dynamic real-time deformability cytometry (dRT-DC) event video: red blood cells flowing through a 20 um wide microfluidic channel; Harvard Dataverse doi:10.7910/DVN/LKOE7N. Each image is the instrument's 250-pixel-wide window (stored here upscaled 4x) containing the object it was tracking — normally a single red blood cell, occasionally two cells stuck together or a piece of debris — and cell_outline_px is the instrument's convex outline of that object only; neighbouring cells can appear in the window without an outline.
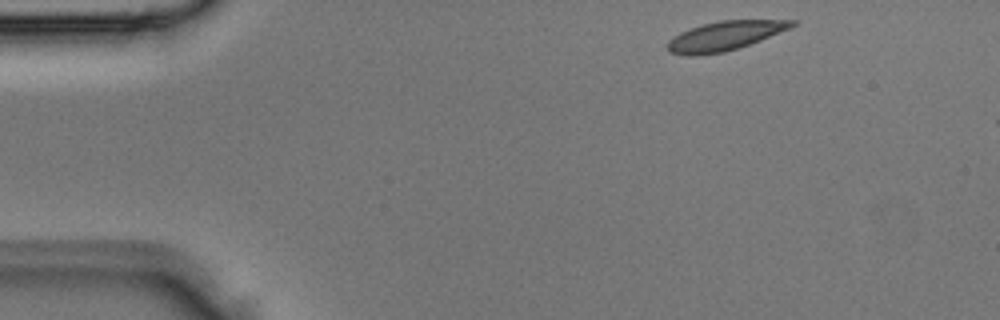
{"species": "Egyptian fruit bat (a non-hibernating species)", "species_latin": "Rousettus aegyptiacus", "temperature_condition": "room temperature", "stored_images_in_passage": 2, "segment_of_instrument_passage": [2, 2], "camera_frame_rate_fps": 3000, "um_per_image_px": 0.085, "animal": {"sex": "male"}, "frame": {"image": 1, "passage_image": 2, "time_ms": 0.333, "image_size_px": [1000, 320], "cell_outline_px": [[800, 20], [796, 24], [788, 28], [760, 40], [724, 52], [696, 56], [688, 56], [668, 52], [668, 40], [680, 32], [704, 24], [720, 20]], "centroid_in_image_um": [61.57, 3.05], "position_along_channel_um": 23.4, "area_um2": 20.87}}